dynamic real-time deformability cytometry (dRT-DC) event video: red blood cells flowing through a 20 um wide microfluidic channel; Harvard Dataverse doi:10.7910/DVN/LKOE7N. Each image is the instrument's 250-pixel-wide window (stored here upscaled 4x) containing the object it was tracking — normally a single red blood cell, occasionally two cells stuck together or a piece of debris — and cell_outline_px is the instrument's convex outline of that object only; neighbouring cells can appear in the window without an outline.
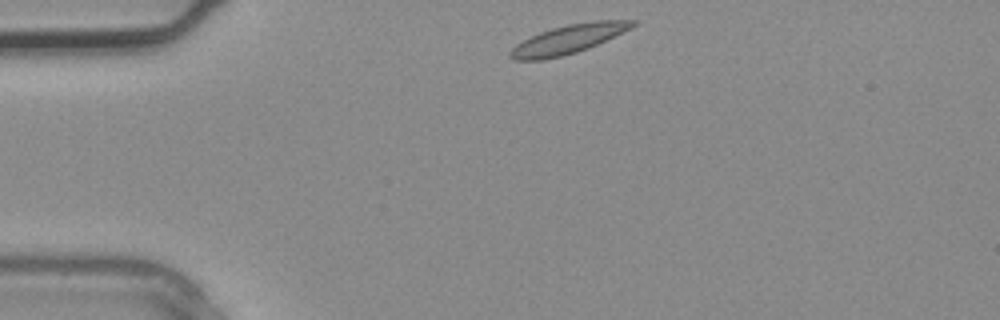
{"species": "common noctule bat (a hibernating species)", "species_latin": "Nyctalus noctula", "temperature_condition": "warm", "stored_images_in_passage": 1, "camera_frame_rate_fps": 3000, "um_per_image_px": 0.085, "animal": {"sex": "male", "body_mass_g": 20.4}, "frame": {"image": 1, "passage_image": 1, "time_ms": 0.0, "image_size_px": [1000, 320], "cell_outline_px": [[640, 20], [632, 28], [588, 48], [576, 52], [560, 56], [540, 60], [516, 60], [508, 56], [508, 52], [516, 44], [540, 32], [552, 28], [568, 24], [596, 20]], "centroid_in_image_um": [48.32, 3.32], "position_along_channel_um": 36.7, "area_um2": 20.4}}